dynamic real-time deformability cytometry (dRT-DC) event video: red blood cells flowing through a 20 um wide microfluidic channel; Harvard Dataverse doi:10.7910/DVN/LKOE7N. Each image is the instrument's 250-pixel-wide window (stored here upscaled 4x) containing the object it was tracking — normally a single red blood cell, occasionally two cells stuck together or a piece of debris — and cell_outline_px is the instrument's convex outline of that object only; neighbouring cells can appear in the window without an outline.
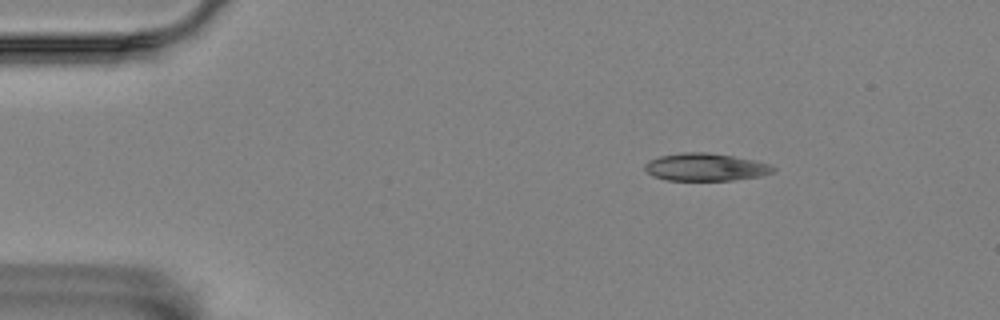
{"species": "Egyptian fruit bat (a non-hibernating species)", "species_latin": "Rousettus aegyptiacus", "temperature_condition": "room temperature", "stored_images_in_passage": 3, "camera_frame_rate_fps": 3000, "um_per_image_px": 0.085, "animal": {"sex": "female"}, "frame": {"image": 1, "passage_image": 2, "time_ms": 0.333, "image_size_px": [1000, 320], "cell_outline_px": [[776, 168], [772, 172], [760, 176], [732, 180], [668, 180], [652, 176], [644, 168], [644, 164], [648, 160], [660, 156], [680, 152], [708, 152], [732, 156], [752, 160], [768, 164]], "centroid_in_image_um": [59.91, 14.2], "position_along_channel_um": 25.1, "area_um2": 20.52}}